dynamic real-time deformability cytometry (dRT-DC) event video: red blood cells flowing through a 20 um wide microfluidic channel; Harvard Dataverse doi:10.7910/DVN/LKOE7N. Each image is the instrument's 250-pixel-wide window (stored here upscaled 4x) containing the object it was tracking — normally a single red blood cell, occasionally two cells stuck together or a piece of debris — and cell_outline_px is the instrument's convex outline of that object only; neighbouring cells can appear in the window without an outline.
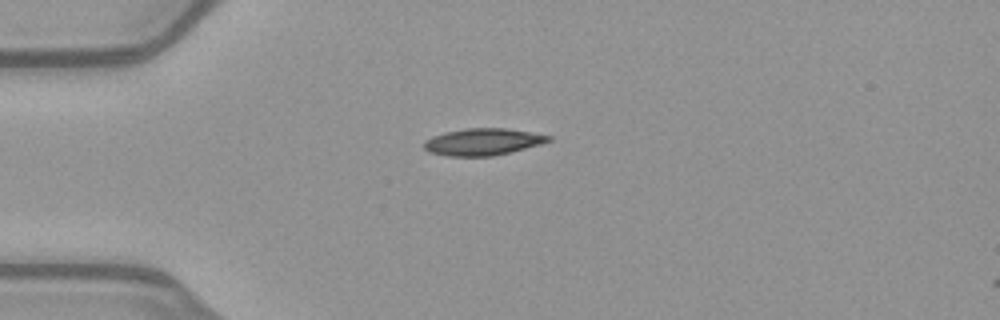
{"species": "common noctule bat (a hibernating species)", "species_latin": "Nyctalus noctula", "temperature_condition": "warm", "stored_images_in_passage": 2, "camera_frame_rate_fps": 3000, "um_per_image_px": 0.085, "animal": {"sex": "female", "body_mass_g": 21.9}, "frame": {"image": 1, "passage_image": 1, "time_ms": 0.0, "image_size_px": [1000, 320], "cell_outline_px": [[552, 140], [540, 144], [512, 152], [492, 156], [448, 156], [428, 152], [424, 148], [424, 140], [432, 136], [448, 132], [468, 128], [504, 128], [552, 136]], "centroid_in_image_um": [41.03, 12.06], "position_along_channel_um": 44.0, "area_um2": 19.36}}